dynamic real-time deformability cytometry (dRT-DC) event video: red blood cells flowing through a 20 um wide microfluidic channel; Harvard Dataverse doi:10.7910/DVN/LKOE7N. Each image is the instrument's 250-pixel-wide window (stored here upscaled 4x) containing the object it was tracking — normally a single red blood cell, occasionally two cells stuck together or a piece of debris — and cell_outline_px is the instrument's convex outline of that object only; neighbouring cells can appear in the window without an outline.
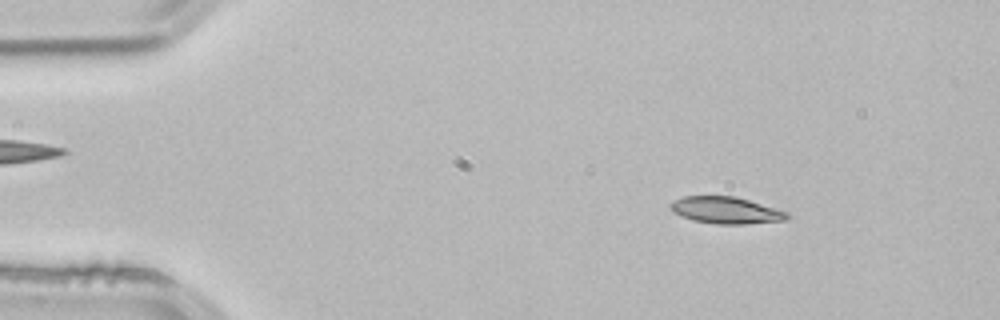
{"species": "common noctule bat (a hibernating species)", "species_latin": "Nyctalus noctula", "temperature_condition": "room temperature", "stored_images_in_passage": 3, "camera_frame_rate_fps": 3000, "um_per_image_px": 0.085, "animal": {"sex": "male", "body_mass_g": 21.5, "forearm_length_mm": 52.0}, "frame": {"image": 1, "passage_image": 1, "time_ms": 0.0, "image_size_px": [1000, 320], "cell_outline_px": [[788, 220], [744, 224], [716, 224], [692, 220], [680, 216], [672, 212], [668, 208], [668, 204], [672, 200], [684, 196], [736, 196], [788, 212]], "centroid_in_image_um": [61.64, 17.87], "position_along_channel_um": 23.4, "area_um2": 18.44}}
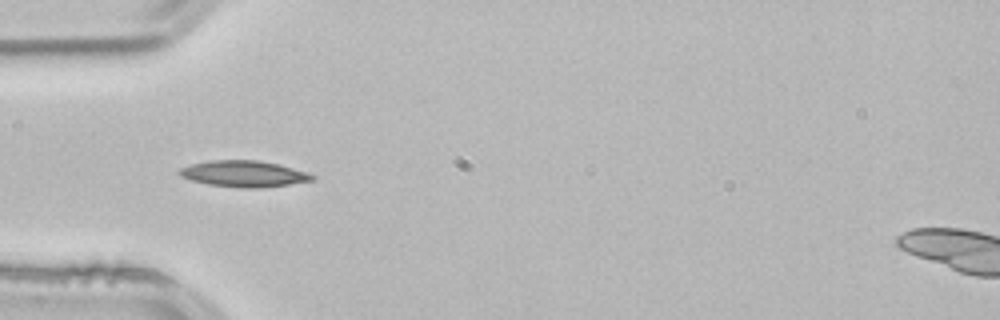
{"frame": {"image": 2, "passage_image": 3, "time_ms": 0.667, "image_size_px": [1000, 320], "cell_outline_px": [[316, 180], [260, 188], [240, 188], [208, 184], [192, 180], [180, 176], [176, 172], [180, 168], [192, 164], [208, 160], [260, 160], [280, 164], [308, 172], [316, 176]], "centroid_in_image_um": [20.75, 14.76], "position_along_channel_um": 64.2, "area_um2": 20.52}}